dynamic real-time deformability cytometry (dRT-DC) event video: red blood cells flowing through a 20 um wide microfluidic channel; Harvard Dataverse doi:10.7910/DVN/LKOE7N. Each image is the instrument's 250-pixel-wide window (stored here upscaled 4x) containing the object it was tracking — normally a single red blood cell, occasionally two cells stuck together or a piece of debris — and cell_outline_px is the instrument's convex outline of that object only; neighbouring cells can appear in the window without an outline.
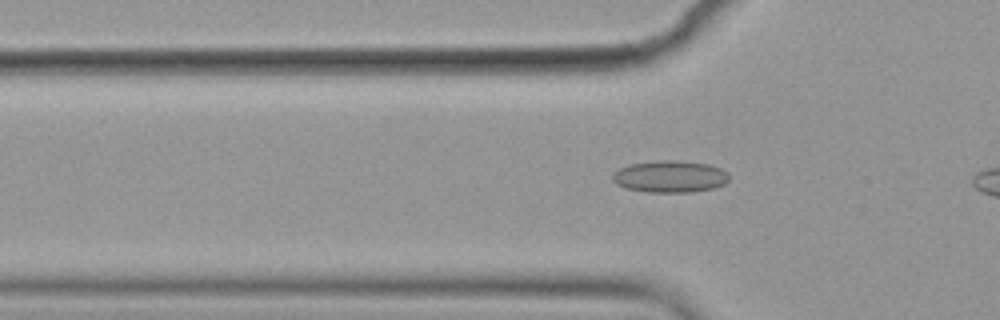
{"species": "common noctule bat (a hibernating species)", "species_latin": "Nyctalus noctula", "temperature_condition": "cold", "stored_images_in_passage": 37, "camera_frame_rate_fps": 3000, "um_per_image_px": 0.085, "animal": {"sex": "female", "body_mass_g": 19.9}, "frame": {"image": 1, "passage_image": 9, "time_ms": 2.667, "image_size_px": [1000, 320], "cell_outline_px": [[728, 180], [724, 184], [712, 188], [688, 192], [648, 192], [624, 188], [616, 184], [612, 180], [612, 172], [628, 164], [656, 160], [676, 160], [708, 164], [720, 168], [728, 172]], "centroid_in_image_um": [56.9, 14.99], "position_along_channel_um": 68.9, "area_um2": 21.79}}
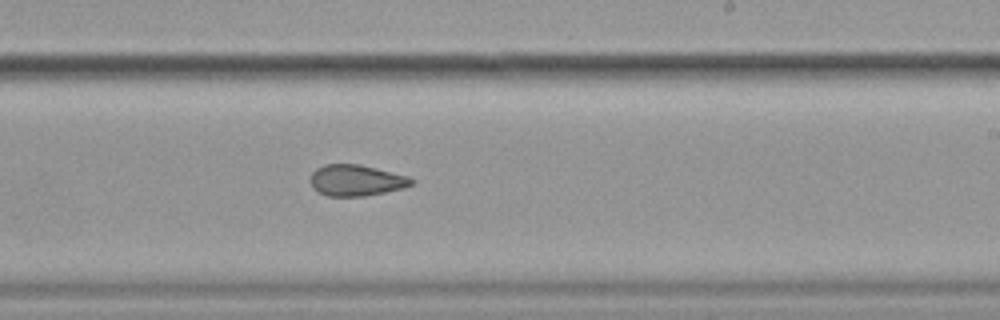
{"frame": {"image": 2, "passage_image": 25, "time_ms": 8.0, "image_size_px": [1000, 320], "cell_outline_px": [[412, 184], [404, 188], [364, 196], [328, 196], [312, 188], [312, 172], [316, 168], [324, 164], [360, 164], [408, 176], [412, 180]], "centroid_in_image_um": [30.27, 15.32], "position_along_channel_um": 258.7, "area_um2": 18.15}}
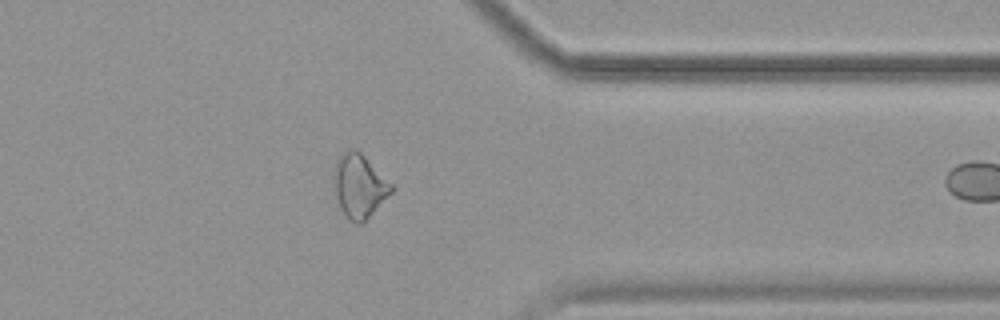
{"frame": {"image": 3, "passage_image": 36, "time_ms": 11.667, "image_size_px": [1000, 320], "cell_outline_px": [[392, 192], [360, 224], [356, 224], [348, 220], [340, 208], [336, 196], [332, 176], [336, 160], [348, 148], [356, 148], [392, 184]], "centroid_in_image_um": [30.49, 15.79], "position_along_channel_um": 380.9, "area_um2": 21.04}}